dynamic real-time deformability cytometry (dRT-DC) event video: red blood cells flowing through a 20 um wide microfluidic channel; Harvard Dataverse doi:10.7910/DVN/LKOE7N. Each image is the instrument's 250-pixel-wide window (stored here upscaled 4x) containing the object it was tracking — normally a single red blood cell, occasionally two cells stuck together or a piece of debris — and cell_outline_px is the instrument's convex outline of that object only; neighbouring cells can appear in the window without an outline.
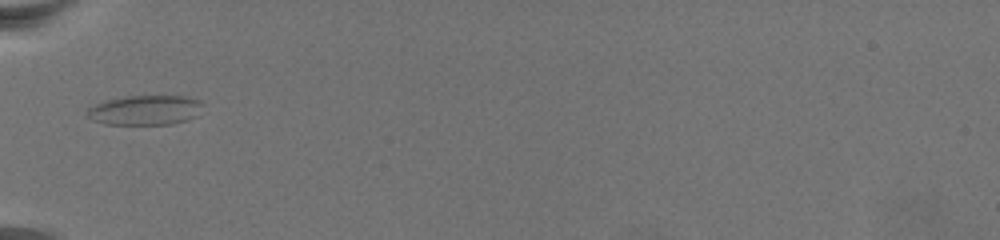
{"species": "common noctule bat (a hibernating species)", "species_latin": "Nyctalus noctula", "temperature_condition": "warm", "stored_images_in_passage": 4, "camera_frame_rate_fps": 3000, "um_per_image_px": 0.085, "animal": {"sex": "female", "body_mass_g": 19.5, "forearm_length_mm": 54.1}, "frame": {"image": 1, "passage_image": 1, "time_ms": 0.0, "image_size_px": [1000, 240], "cell_outline_px": [[200, 116], [172, 124], [104, 124], [92, 120], [88, 116], [88, 108], [96, 104], [108, 100], [124, 96], [184, 96], [200, 100]], "centroid_in_image_um": [12.36, 9.36], "position_along_channel_um": 72.6, "area_um2": 19.94}}